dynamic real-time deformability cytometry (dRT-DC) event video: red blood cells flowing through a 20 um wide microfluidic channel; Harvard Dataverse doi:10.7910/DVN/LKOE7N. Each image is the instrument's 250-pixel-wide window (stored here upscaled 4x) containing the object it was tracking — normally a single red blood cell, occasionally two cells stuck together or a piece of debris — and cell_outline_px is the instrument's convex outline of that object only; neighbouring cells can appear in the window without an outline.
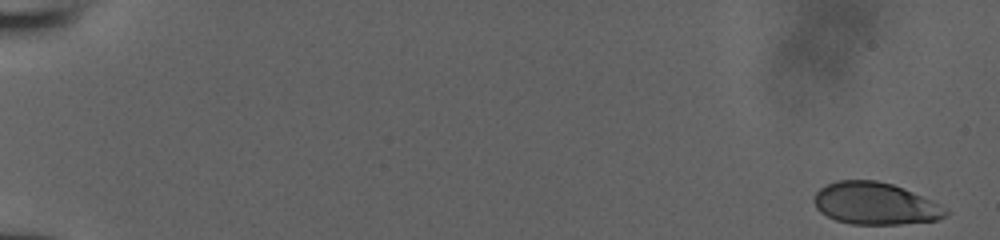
{"species": "human", "species_latin": "Homo sapiens", "temperature_condition": "room temperature", "stored_images_in_passage": 52, "camera_frame_rate_fps": 3000, "um_per_image_px": 0.085, "donor": {"sex": "male"}, "frame": {"image": 1, "passage_image": 1, "time_ms": 0.0, "image_size_px": [1000, 240], "cell_outline_px": [[948, 216], [936, 220], [900, 224], [852, 224], [836, 220], [820, 212], [816, 208], [812, 200], [816, 192], [820, 188], [836, 180], [876, 180], [892, 184], [904, 188], [940, 204], [948, 208]], "centroid_in_image_um": [74.39, 17.3], "position_along_channel_um": 10.6, "area_um2": 32.43}}
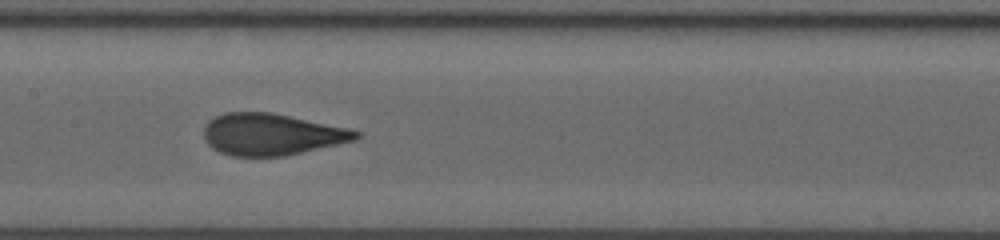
{"frame": {"image": 2, "passage_image": 28, "time_ms": 9.0, "image_size_px": [1000, 240], "cell_outline_px": [[360, 136], [356, 140], [284, 156], [232, 156], [220, 152], [212, 148], [204, 140], [204, 128], [208, 120], [224, 112], [272, 112], [348, 128], [360, 132]], "centroid_in_image_um": [23.06, 11.41], "position_along_channel_um": 184.3, "area_um2": 36.93}}
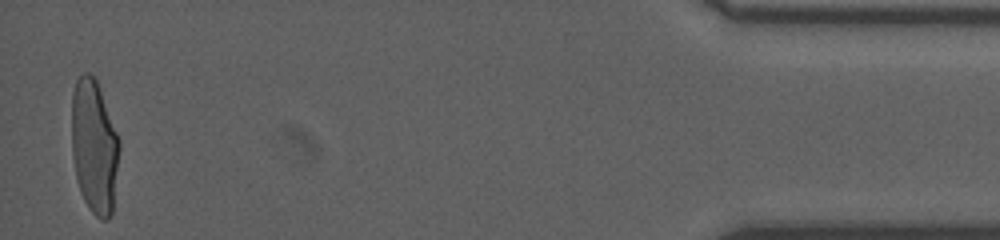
{"frame": {"image": 3, "passage_image": 51, "time_ms": 16.667, "image_size_px": [1000, 240], "cell_outline_px": [[120, 148], [112, 216], [108, 220], [100, 220], [88, 208], [80, 192], [76, 176], [72, 156], [72, 92], [76, 80], [84, 72], [88, 72], [96, 76], [120, 140]], "centroid_in_image_um": [8.02, 12.45], "position_along_channel_um": 427.2, "area_um2": 37.8}}